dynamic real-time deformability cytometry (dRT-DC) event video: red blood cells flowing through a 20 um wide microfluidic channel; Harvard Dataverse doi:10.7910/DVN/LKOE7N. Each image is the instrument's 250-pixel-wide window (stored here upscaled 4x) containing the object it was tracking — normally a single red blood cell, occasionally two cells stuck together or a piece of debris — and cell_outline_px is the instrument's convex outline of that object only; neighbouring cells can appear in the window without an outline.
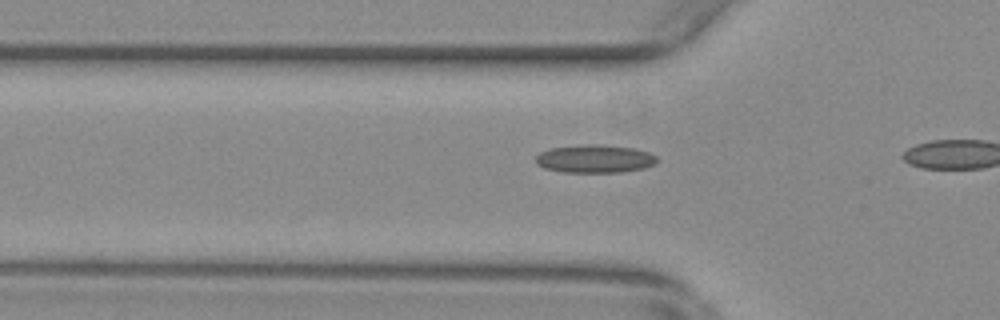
{"species": "common noctule bat (a hibernating species)", "species_latin": "Nyctalus noctula", "temperature_condition": "warm", "stored_images_in_passage": 4, "camera_frame_rate_fps": 3000, "um_per_image_px": 0.085, "animal": {"sex": "female", "body_mass_g": 29.2, "forearm_length_mm": 56.3}, "frame": {"image": 1, "passage_image": 2, "time_ms": 0.333, "image_size_px": [1000, 320], "cell_outline_px": [[656, 164], [644, 168], [620, 172], [564, 172], [544, 168], [536, 164], [536, 156], [540, 152], [548, 148], [584, 144], [596, 144], [632, 148], [648, 152], [656, 156]], "centroid_in_image_um": [50.52, 13.49], "position_along_channel_um": 75.3, "area_um2": 19.83}}